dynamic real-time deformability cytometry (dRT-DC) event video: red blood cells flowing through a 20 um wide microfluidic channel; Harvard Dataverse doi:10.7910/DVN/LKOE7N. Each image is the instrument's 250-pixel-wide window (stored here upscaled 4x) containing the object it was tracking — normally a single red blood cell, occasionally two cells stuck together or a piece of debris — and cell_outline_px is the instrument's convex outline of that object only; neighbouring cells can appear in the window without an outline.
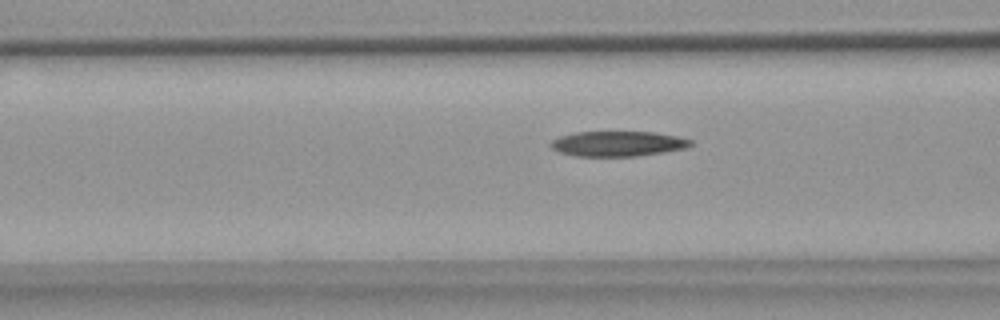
{"species": "common noctule bat (a hibernating species)", "species_latin": "Nyctalus noctula", "temperature_condition": "warm", "stored_images_in_passage": 37, "camera_frame_rate_fps": 3000, "um_per_image_px": 0.085, "animal": {"sex": "female", "body_mass_g": 18.4}, "frame": {"image": 1, "passage_image": 10, "time_ms": 3.0, "image_size_px": [1000, 320], "cell_outline_px": [[692, 144], [688, 148], [664, 152], [636, 156], [576, 156], [560, 152], [552, 148], [548, 144], [552, 140], [560, 136], [576, 132], [652, 132], [676, 136], [692, 140]], "centroid_in_image_um": [52.51, 12.22], "position_along_channel_um": 114.1, "area_um2": 20.46}}
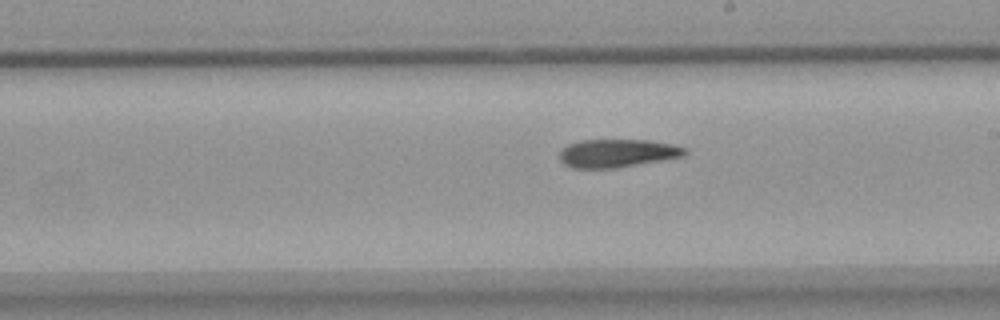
{"frame": {"image": 2, "passage_image": 20, "time_ms": 6.333, "image_size_px": [1000, 320], "cell_outline_px": [[688, 152], [684, 156], [664, 160], [616, 168], [572, 168], [564, 164], [560, 160], [560, 152], [568, 144], [580, 140], [648, 140], [672, 144], [688, 148]], "centroid_in_image_um": [52.5, 13.02], "position_along_channel_um": 236.5, "area_um2": 20.69}}
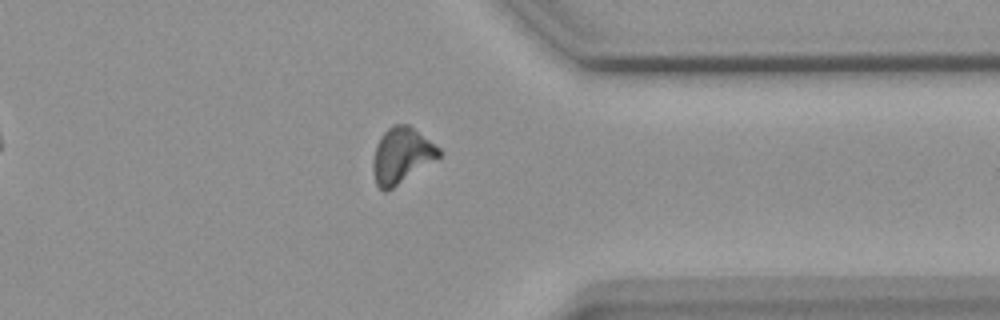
{"frame": {"image": 3, "passage_image": 32, "time_ms": 10.333, "image_size_px": [1000, 320], "cell_outline_px": [[440, 156], [392, 188], [384, 192], [376, 184], [372, 172], [372, 160], [376, 144], [380, 136], [392, 124], [408, 124], [440, 148]], "centroid_in_image_um": [34.08, 13.2], "position_along_channel_um": 377.3, "area_um2": 21.15}}